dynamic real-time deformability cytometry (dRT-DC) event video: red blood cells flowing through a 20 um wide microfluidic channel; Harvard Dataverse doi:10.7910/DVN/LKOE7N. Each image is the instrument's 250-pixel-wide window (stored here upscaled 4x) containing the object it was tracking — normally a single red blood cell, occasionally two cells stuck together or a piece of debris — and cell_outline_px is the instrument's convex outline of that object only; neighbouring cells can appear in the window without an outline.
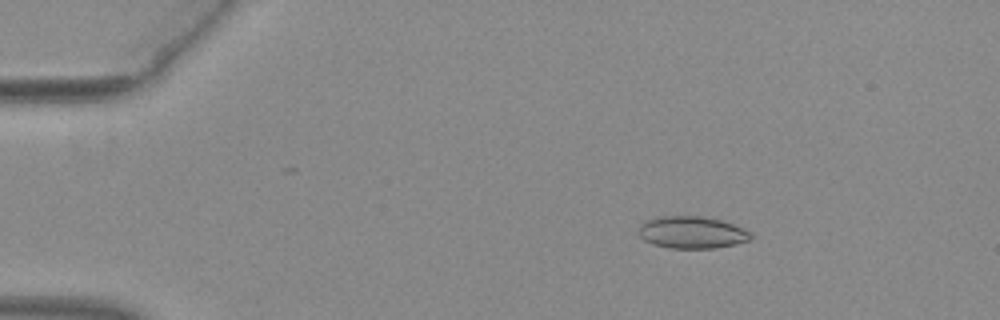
{"species": "common noctule bat (a hibernating species)", "species_latin": "Nyctalus noctula", "temperature_condition": "warm", "stored_images_in_passage": 48, "camera_frame_rate_fps": 3000, "um_per_image_px": 0.085, "animal": {"sex": "female", "body_mass_g": 29.2, "forearm_length_mm": 56.3}, "frame": {"image": 1, "passage_image": 4, "time_ms": 1.0, "image_size_px": [1000, 320], "cell_outline_px": [[752, 240], [736, 244], [716, 248], [668, 248], [652, 244], [644, 240], [640, 236], [640, 224], [644, 220], [656, 216], [704, 216], [724, 220], [752, 232]], "centroid_in_image_um": [58.84, 19.74], "position_along_channel_um": 26.2, "area_um2": 21.39}}
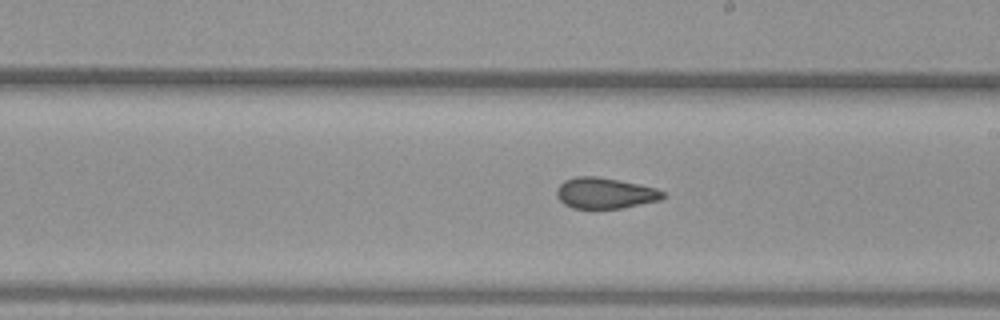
{"frame": {"image": 2, "passage_image": 26, "time_ms": 8.333, "image_size_px": [1000, 320], "cell_outline_px": [[664, 196], [660, 200], [624, 208], [572, 208], [564, 204], [556, 196], [556, 188], [564, 180], [576, 176], [596, 176], [620, 180], [656, 188], [664, 192]], "centroid_in_image_um": [51.4, 16.41], "position_along_channel_um": 237.6, "area_um2": 19.19}}
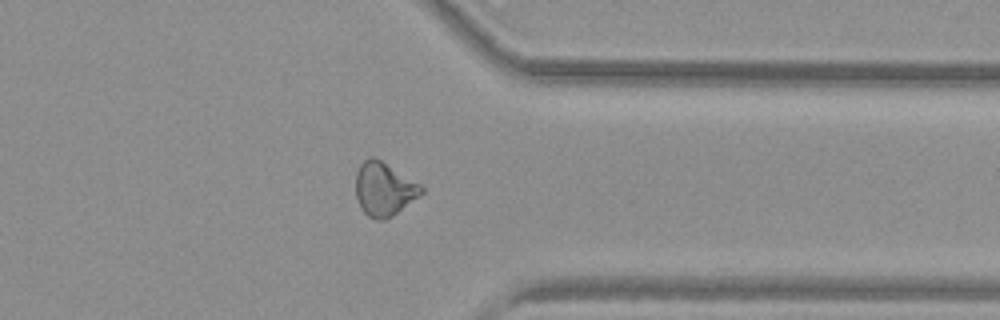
{"frame": {"image": 3, "passage_image": 37, "time_ms": 12.0, "image_size_px": [1000, 320], "cell_outline_px": [[424, 192], [392, 216], [384, 220], [376, 220], [368, 216], [360, 208], [356, 196], [356, 172], [360, 164], [368, 156], [376, 156], [420, 184], [424, 188]], "centroid_in_image_um": [32.62, 16.05], "position_along_channel_um": 378.8, "area_um2": 20.63}, "authors_computed_cell_mechanics": {"area_um2": 20.3745, "velocity_mm_per_s": 3.9728, "shape_relaxation_time_tau1_ms": null, "shape_relaxation_time_tau2_ms": 1.9921, "deformation_change_tau1": null, "deformation_change_tau2": 0.0862}}